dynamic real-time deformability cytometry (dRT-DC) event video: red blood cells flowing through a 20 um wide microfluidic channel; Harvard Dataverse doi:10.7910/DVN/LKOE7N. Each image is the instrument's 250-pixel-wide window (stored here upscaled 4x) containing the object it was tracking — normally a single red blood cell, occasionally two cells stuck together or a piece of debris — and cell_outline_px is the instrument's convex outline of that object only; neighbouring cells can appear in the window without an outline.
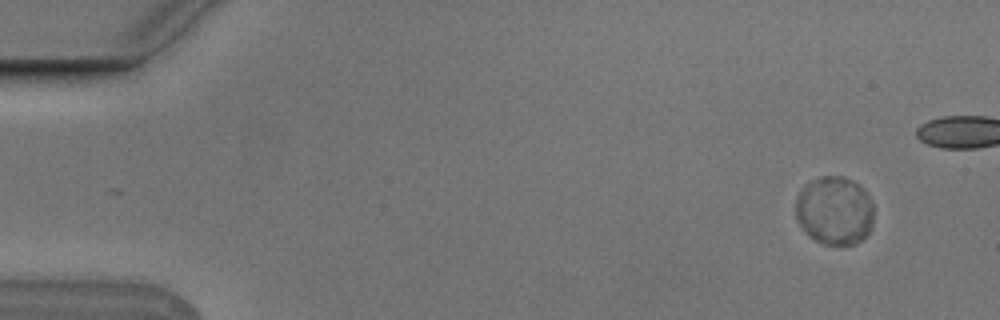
{"species": "Egyptian fruit bat (a non-hibernating species)", "species_latin": "Rousettus aegyptiacus", "temperature_condition": "cold", "stored_images_in_passage": 32, "camera_frame_rate_fps": 3000, "um_per_image_px": 0.085, "animal": {"sex": "male"}, "frame": {"image": 1, "passage_image": 1, "time_ms": 0.0, "image_size_px": [1000, 320], "cell_outline_px": [[876, 208], [872, 228], [856, 244], [824, 244], [808, 236], [800, 228], [796, 220], [796, 196], [800, 188], [804, 184], [820, 176], [844, 176], [860, 184], [868, 192]], "centroid_in_image_um": [70.95, 17.87], "position_along_channel_um": 14.0, "area_um2": 32.14}}
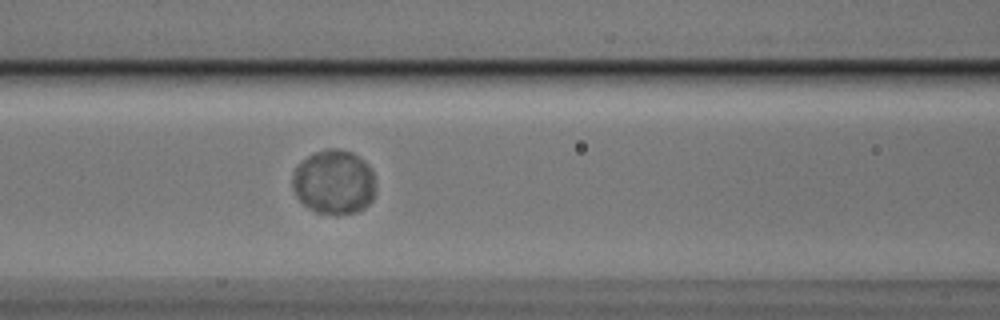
{"frame": {"image": 2, "passage_image": 21, "time_ms": 6.667, "image_size_px": [1000, 320], "cell_outline_px": [[376, 188], [372, 200], [364, 208], [356, 212], [336, 216], [316, 212], [308, 208], [296, 196], [292, 188], [292, 172], [296, 164], [308, 156], [316, 152], [328, 148], [336, 148], [352, 152], [364, 160], [368, 164], [372, 172]], "centroid_in_image_um": [28.37, 15.49], "position_along_channel_um": 138.2, "area_um2": 31.79}}
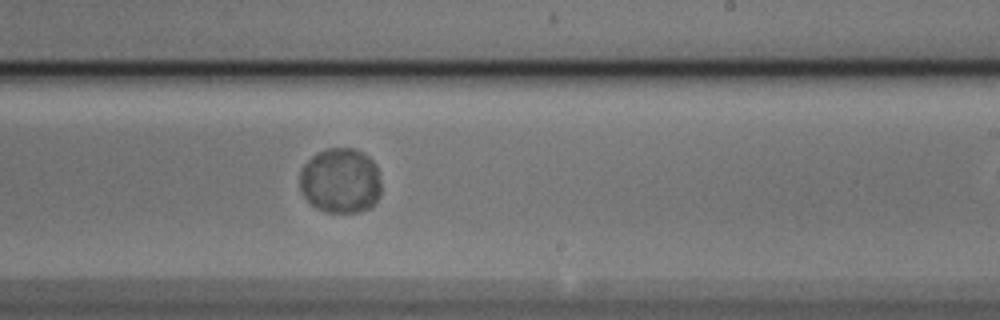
{"frame": {"image": 3, "passage_image": 31, "time_ms": 10.0, "image_size_px": [1000, 320], "cell_outline_px": [[380, 196], [368, 208], [356, 212], [328, 212], [316, 208], [304, 196], [300, 188], [300, 168], [312, 156], [328, 148], [352, 148], [368, 156], [376, 164], [380, 180]], "centroid_in_image_um": [28.93, 15.35], "position_along_channel_um": 260.1, "area_um2": 30.81}}